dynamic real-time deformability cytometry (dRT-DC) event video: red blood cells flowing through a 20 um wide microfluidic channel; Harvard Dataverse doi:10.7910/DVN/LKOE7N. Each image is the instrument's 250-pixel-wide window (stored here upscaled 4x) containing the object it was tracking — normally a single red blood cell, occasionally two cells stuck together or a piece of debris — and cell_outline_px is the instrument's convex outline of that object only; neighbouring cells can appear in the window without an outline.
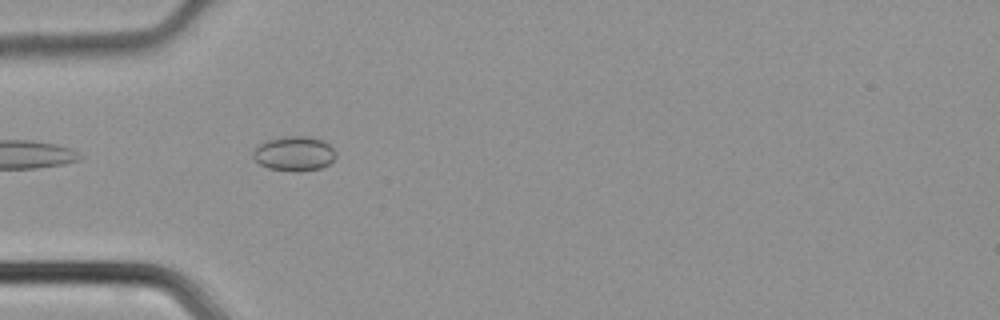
{"species": "common noctule bat (a hibernating species)", "species_latin": "Nyctalus noctula", "temperature_condition": "cold", "stored_images_in_passage": 5, "camera_frame_rate_fps": 3000, "um_per_image_px": 0.085, "animal": {"sex": "male", "body_mass_g": 21.5, "forearm_length_mm": 52.0}, "frame": {"image": 1, "passage_image": 3, "time_ms": 0.667, "image_size_px": [1000, 320], "cell_outline_px": [[336, 156], [328, 164], [320, 168], [296, 172], [268, 168], [260, 164], [252, 156], [252, 152], [260, 144], [268, 140], [288, 136], [312, 136], [328, 144], [336, 152]], "centroid_in_image_um": [25.01, 13.06], "position_along_channel_um": 60.0, "area_um2": 16.53}}